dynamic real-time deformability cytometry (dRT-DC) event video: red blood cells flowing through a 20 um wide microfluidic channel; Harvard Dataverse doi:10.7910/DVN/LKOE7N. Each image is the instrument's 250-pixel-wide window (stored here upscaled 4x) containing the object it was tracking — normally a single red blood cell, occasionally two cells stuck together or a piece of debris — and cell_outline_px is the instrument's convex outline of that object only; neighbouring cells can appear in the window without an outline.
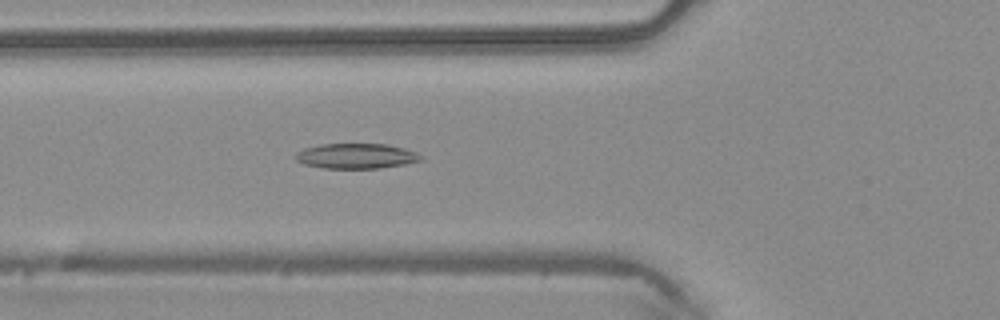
{"species": "common noctule bat (a hibernating species)", "species_latin": "Nyctalus noctula", "temperature_condition": "warm", "stored_images_in_passage": 49, "camera_frame_rate_fps": 3000, "um_per_image_px": 0.085, "animal": {"sex": "male", "body_mass_g": 20.4}, "frame": {"image": 1, "passage_image": 18, "time_ms": 5.667, "image_size_px": [1000, 320], "cell_outline_px": [[424, 160], [404, 164], [380, 168], [324, 168], [304, 164], [296, 160], [296, 152], [304, 148], [320, 144], [388, 144], [404, 148], [416, 152], [424, 156]], "centroid_in_image_um": [30.31, 13.26], "position_along_channel_um": 95.5, "area_um2": 18.44}}
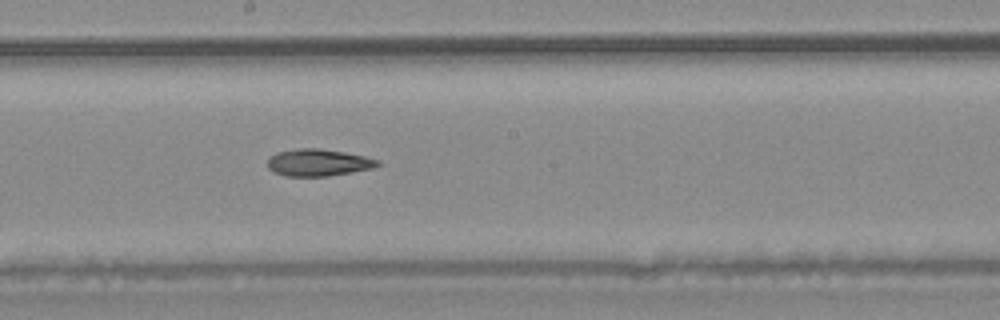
{"frame": {"image": 2, "passage_image": 27, "time_ms": 8.667, "image_size_px": [1000, 320], "cell_outline_px": [[380, 164], [372, 168], [352, 172], [328, 176], [284, 176], [268, 168], [268, 160], [276, 152], [296, 148], [320, 148], [344, 152], [364, 156], [380, 160]], "centroid_in_image_um": [27.06, 13.81], "position_along_channel_um": 221.1, "area_um2": 17.28}}
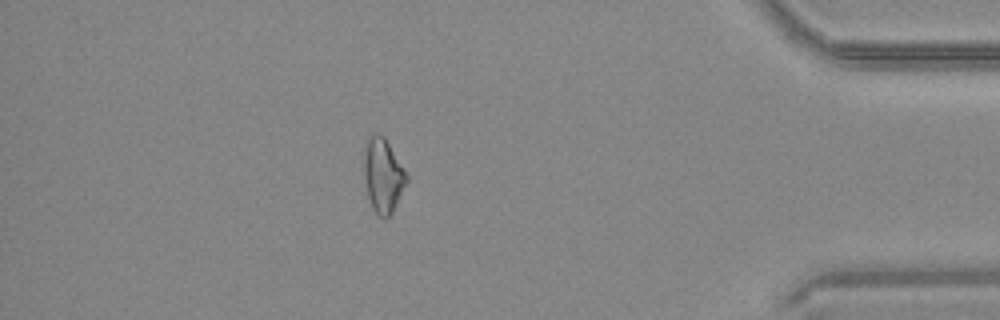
{"frame": {"image": 3, "passage_image": 43, "time_ms": 14.0, "image_size_px": [1000, 320], "cell_outline_px": [[408, 180], [392, 212], [384, 220], [372, 208], [368, 196], [364, 176], [364, 148], [368, 136], [376, 132], [380, 132], [384, 136], [408, 176]], "centroid_in_image_um": [32.54, 14.88], "position_along_channel_um": 402.7, "area_um2": 18.32}, "authors_computed_cell_mechanics": {"area_um2": 18.4382, "velocity_mm_per_s": 4.1739, "shape_relaxation_time_tau1_ms": null, "shape_relaxation_time_tau2_ms": 7.0852, "deformation_change_tau1": null, "deformation_change_tau2": 0.1868}}